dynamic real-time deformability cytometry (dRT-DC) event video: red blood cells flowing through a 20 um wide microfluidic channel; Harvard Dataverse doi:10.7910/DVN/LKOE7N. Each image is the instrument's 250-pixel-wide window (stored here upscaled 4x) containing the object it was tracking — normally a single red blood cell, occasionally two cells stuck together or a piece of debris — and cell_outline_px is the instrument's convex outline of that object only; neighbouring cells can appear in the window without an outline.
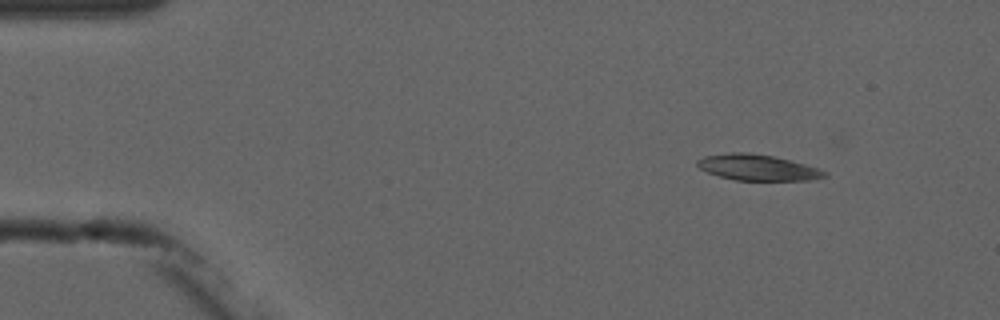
{"species": "common noctule bat (a hibernating species)", "species_latin": "Nyctalus noctula", "temperature_condition": "cold", "stored_images_in_passage": 4, "camera_frame_rate_fps": 3000, "um_per_image_px": 0.085, "animal": {"sex": "male", "forearm_length_mm": 52.5}, "frame": {"image": 1, "passage_image": 1, "time_ms": 0.0, "image_size_px": [1000, 320], "cell_outline_px": [[828, 176], [808, 180], [736, 180], [720, 176], [708, 172], [700, 168], [696, 164], [696, 160], [704, 156], [732, 152], [744, 152], [772, 156], [804, 164], [828, 172]], "centroid_in_image_um": [64.37, 14.24], "position_along_channel_um": 20.6, "area_um2": 18.9}}
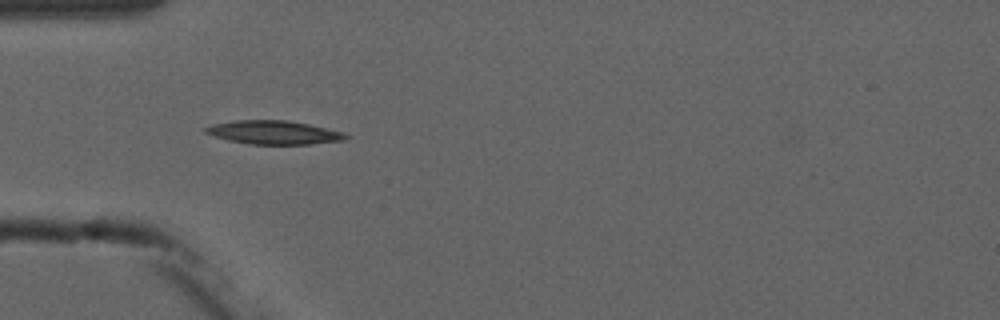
{"frame": {"image": 2, "passage_image": 3, "time_ms": 3.333, "image_size_px": [1000, 320], "cell_outline_px": [[348, 136], [344, 140], [308, 144], [248, 144], [228, 140], [204, 132], [204, 128], [212, 124], [236, 120], [288, 120], [308, 124], [344, 132]], "centroid_in_image_um": [23.25, 11.25], "position_along_channel_um": 61.7, "area_um2": 19.13}}
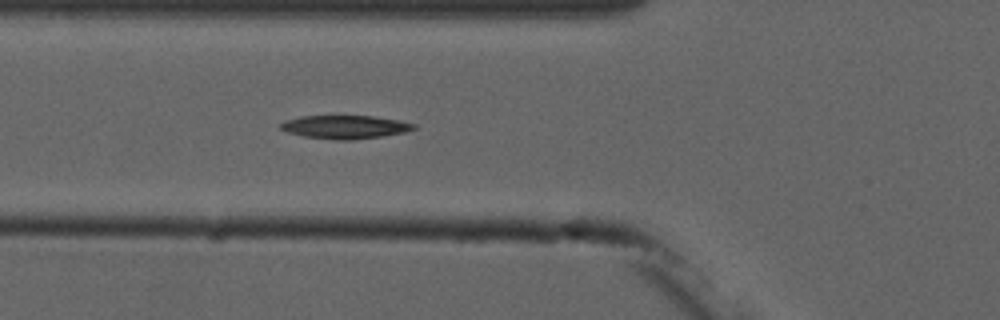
{"frame": {"image": 3, "passage_image": 4, "time_ms": 4.333, "image_size_px": [1000, 320], "cell_outline_px": [[416, 128], [404, 132], [380, 136], [352, 140], [336, 140], [304, 136], [288, 132], [280, 128], [280, 124], [288, 120], [300, 116], [372, 116], [400, 120], [416, 124]], "centroid_in_image_um": [29.35, 10.79], "position_along_channel_um": 96.5, "area_um2": 17.92}}